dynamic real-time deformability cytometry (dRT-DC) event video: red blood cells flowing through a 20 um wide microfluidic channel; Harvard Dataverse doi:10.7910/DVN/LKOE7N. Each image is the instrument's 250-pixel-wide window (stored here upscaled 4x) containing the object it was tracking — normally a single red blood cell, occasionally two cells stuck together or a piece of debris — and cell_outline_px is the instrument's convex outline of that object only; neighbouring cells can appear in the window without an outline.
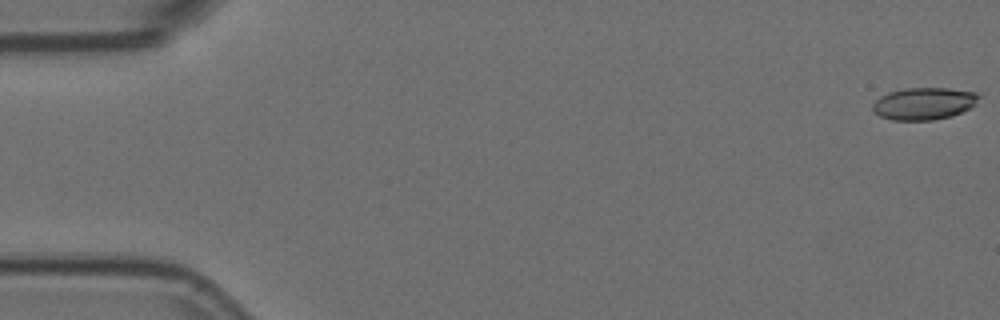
{"species": "Egyptian fruit bat (a non-hibernating species)", "species_latin": "Rousettus aegyptiacus", "temperature_condition": "room temperature", "stored_images_in_passage": 9, "camera_frame_rate_fps": 3000, "um_per_image_px": 0.085, "animal": {"sex": "female"}, "frame": {"image": 1, "passage_image": 1, "time_ms": 0.0, "image_size_px": [1000, 320], "cell_outline_px": [[980, 96], [976, 104], [952, 116], [932, 120], [892, 120], [880, 116], [872, 112], [872, 104], [880, 96], [888, 92], [904, 88], [948, 88], [976, 92]], "centroid_in_image_um": [78.5, 8.8], "position_along_channel_um": 6.5, "area_um2": 20.0}}